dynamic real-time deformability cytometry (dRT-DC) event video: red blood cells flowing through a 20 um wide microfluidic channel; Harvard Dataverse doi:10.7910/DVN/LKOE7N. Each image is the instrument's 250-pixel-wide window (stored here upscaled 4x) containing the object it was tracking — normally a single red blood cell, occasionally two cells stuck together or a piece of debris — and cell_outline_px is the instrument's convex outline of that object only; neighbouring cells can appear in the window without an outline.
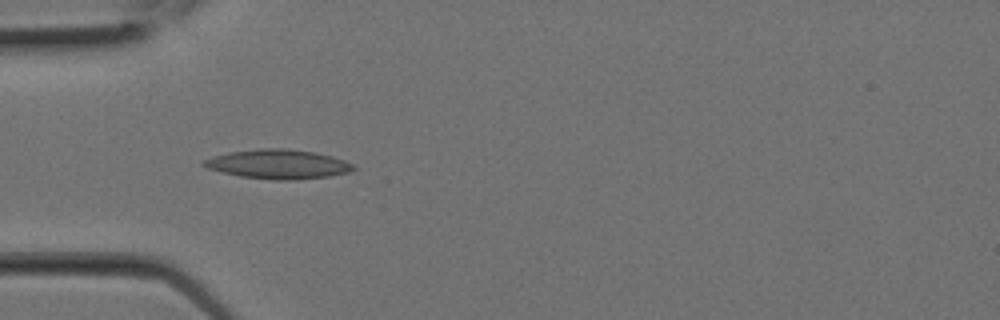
{"species": "Egyptian fruit bat (a non-hibernating species)", "species_latin": "Rousettus aegyptiacus", "temperature_condition": "room temperature", "stored_images_in_passage": 7, "camera_frame_rate_fps": 3000, "um_per_image_px": 0.085, "animal": {"sex": "female"}, "frame": {"image": 1, "passage_image": 6, "time_ms": 1.667, "image_size_px": [1000, 320], "cell_outline_px": [[356, 168], [348, 172], [328, 176], [300, 180], [272, 180], [240, 176], [208, 168], [200, 164], [204, 160], [212, 156], [228, 152], [260, 148], [288, 148], [316, 152], [332, 156], [344, 160], [352, 164]], "centroid_in_image_um": [23.64, 13.95], "position_along_channel_um": 61.4, "area_um2": 25.66}}